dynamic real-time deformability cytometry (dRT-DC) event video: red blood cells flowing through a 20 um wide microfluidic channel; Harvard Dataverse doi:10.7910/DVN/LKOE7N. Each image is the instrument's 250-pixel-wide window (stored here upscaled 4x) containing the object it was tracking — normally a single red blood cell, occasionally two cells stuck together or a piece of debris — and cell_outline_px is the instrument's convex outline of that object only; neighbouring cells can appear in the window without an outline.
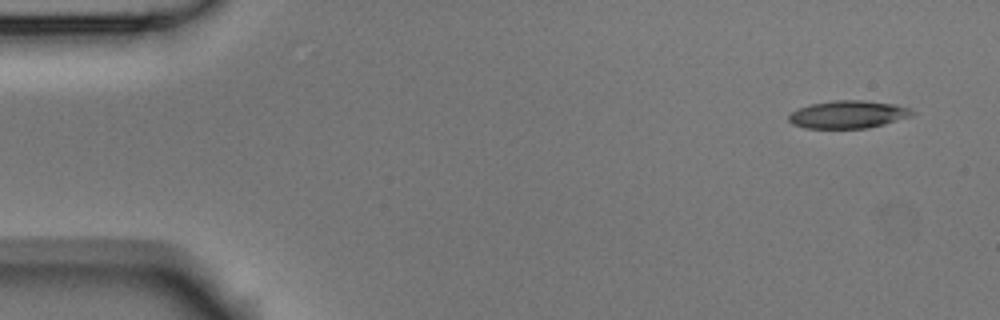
{"species": "Egyptian fruit bat (a non-hibernating species)", "species_latin": "Rousettus aegyptiacus", "temperature_condition": "room temperature", "stored_images_in_passage": 5, "camera_frame_rate_fps": 3000, "um_per_image_px": 0.085, "animal": {"sex": "male"}, "frame": {"image": 1, "passage_image": 1, "time_ms": 0.0, "image_size_px": [1000, 320], "cell_outline_px": [[916, 112], [912, 116], [884, 124], [868, 128], [804, 128], [792, 124], [788, 120], [788, 116], [792, 112], [800, 108], [812, 104], [832, 100], [864, 100], [896, 104], [912, 108]], "centroid_in_image_um": [72.13, 9.72], "position_along_channel_um": 12.9, "area_um2": 20.06}}
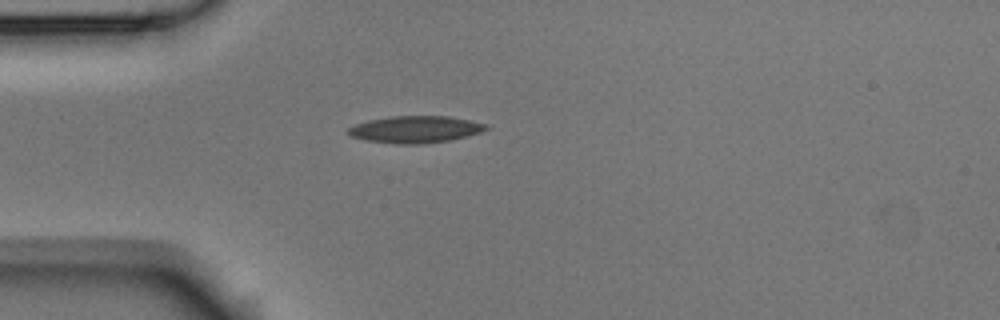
{"frame": {"image": 2, "passage_image": 4, "time_ms": 1.0, "image_size_px": [1000, 320], "cell_outline_px": [[488, 128], [480, 132], [452, 140], [416, 144], [396, 144], [364, 140], [352, 136], [348, 132], [348, 128], [356, 124], [368, 120], [392, 116], [448, 116], [488, 124]], "centroid_in_image_um": [35.3, 11.0], "position_along_channel_um": 49.7, "area_um2": 21.5}}